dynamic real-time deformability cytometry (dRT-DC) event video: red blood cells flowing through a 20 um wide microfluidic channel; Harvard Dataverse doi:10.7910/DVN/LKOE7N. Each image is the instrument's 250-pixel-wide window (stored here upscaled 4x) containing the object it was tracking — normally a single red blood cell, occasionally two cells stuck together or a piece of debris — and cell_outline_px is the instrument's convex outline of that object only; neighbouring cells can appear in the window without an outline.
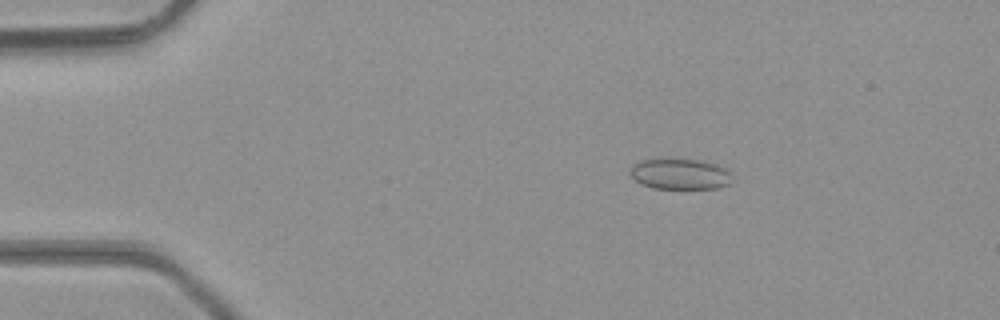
{"species": "common noctule bat (a hibernating species)", "species_latin": "Nyctalus noctula", "temperature_condition": "room temperature", "stored_images_in_passage": 3, "camera_frame_rate_fps": 3000, "um_per_image_px": 0.085, "animal": {"sex": "male", "body_mass_g": 23.1, "forearm_length_mm": 52.7}, "frame": {"image": 1, "passage_image": 2, "time_ms": 0.333, "image_size_px": [1000, 320], "cell_outline_px": [[728, 184], [716, 188], [652, 188], [640, 184], [628, 172], [632, 164], [640, 160], [664, 156], [676, 156], [700, 160], [724, 168], [728, 172]], "centroid_in_image_um": [57.65, 14.73], "position_along_channel_um": 27.3, "area_um2": 18.73}}